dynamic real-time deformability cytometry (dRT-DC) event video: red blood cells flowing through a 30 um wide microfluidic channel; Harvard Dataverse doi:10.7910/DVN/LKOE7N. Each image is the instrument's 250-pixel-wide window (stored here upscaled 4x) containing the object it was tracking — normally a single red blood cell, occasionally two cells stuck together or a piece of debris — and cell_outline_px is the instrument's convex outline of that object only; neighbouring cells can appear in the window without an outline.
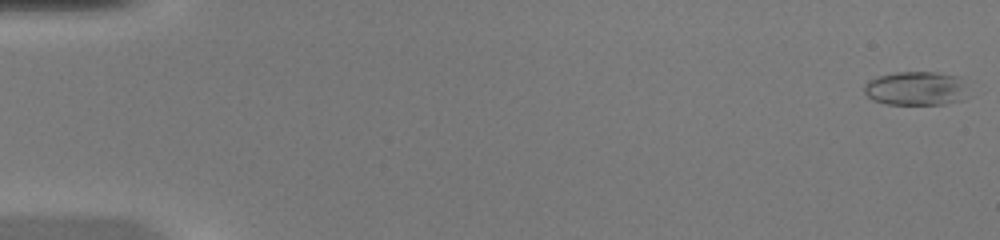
{"species": "common noctule bat (a hibernating species)", "species_latin": "Nyctalus noctula", "temperature_condition": "warm", "stored_images_in_passage": 48, "camera_frame_rate_fps": 3000, "um_per_image_px": 0.085, "animal": {"sex": "female", "body_mass_g": 20.0, "forearm_length_mm": 54.0}, "frame": {"image": 1, "passage_image": 1, "time_ms": 0.0, "image_size_px": [1000, 240], "cell_outline_px": [[968, 96], [964, 100], [944, 104], [888, 104], [872, 100], [864, 92], [864, 84], [868, 80], [880, 76], [896, 72], [936, 72], [960, 76]], "centroid_in_image_um": [77.87, 7.52], "position_along_channel_um": 7.1, "area_um2": 20.69}}
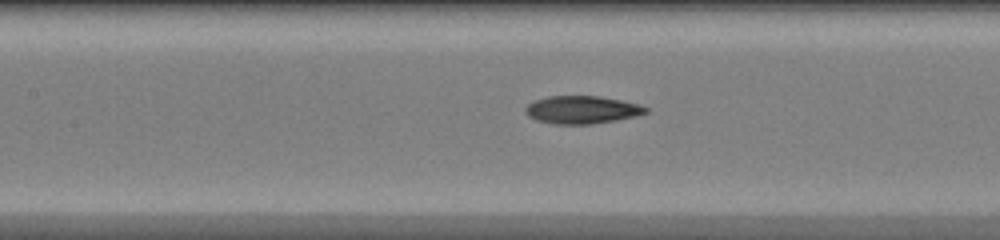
{"frame": {"image": 2, "passage_image": 23, "time_ms": 7.333, "image_size_px": [1000, 240], "cell_outline_px": [[648, 112], [636, 116], [616, 120], [592, 124], [556, 124], [536, 120], [528, 116], [524, 112], [524, 108], [528, 104], [536, 100], [548, 96], [600, 96], [640, 104], [648, 108]], "centroid_in_image_um": [49.46, 9.33], "position_along_channel_um": 157.9, "area_um2": 19.54}}
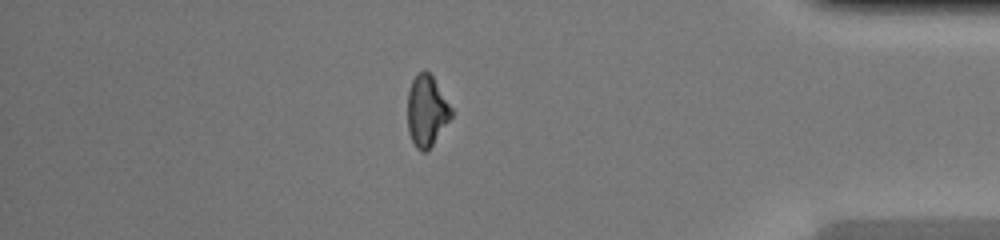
{"frame": {"image": 3, "passage_image": 42, "time_ms": 13.667, "image_size_px": [1000, 240], "cell_outline_px": [[452, 116], [432, 144], [424, 152], [420, 152], [416, 148], [408, 132], [408, 92], [412, 80], [420, 72], [428, 72], [432, 76], [452, 108]], "centroid_in_image_um": [36.25, 9.44], "position_along_channel_um": 398.9, "area_um2": 17.69}, "authors_computed_cell_mechanics": {"area_um2": 19.4497, "velocity_mm_per_s": 4.3173, "shape_relaxation_time_tau1_ms": null, "shape_relaxation_time_tau2_ms": 3.7806, "deformation_change_tau1": null, "deformation_change_tau2": 0.1215}}